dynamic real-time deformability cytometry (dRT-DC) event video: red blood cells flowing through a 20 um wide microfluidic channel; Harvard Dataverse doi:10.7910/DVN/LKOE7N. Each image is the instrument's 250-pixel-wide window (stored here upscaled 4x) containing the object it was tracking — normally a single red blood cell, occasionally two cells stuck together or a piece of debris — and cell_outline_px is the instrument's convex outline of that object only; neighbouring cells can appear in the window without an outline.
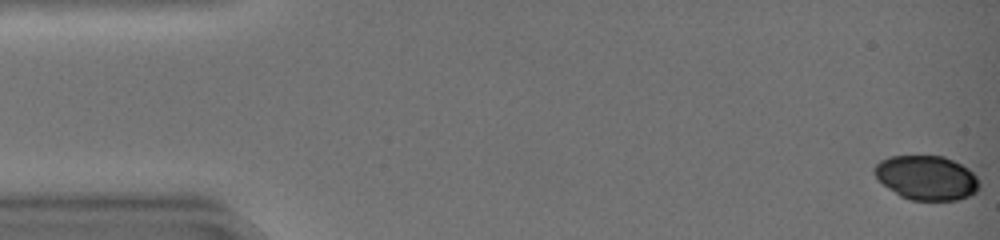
{"species": "common noctule bat (a hibernating species)", "species_latin": "Nyctalus noctula", "temperature_condition": "warm", "stored_images_in_passage": 46, "camera_frame_rate_fps": 3000, "um_per_image_px": 0.085, "animal": {"sex": "female", "body_mass_g": 19.0, "forearm_length_mm": 51.5}, "frame": {"image": 1, "passage_image": 1, "time_ms": 0.0, "image_size_px": [1000, 240], "cell_outline_px": [[984, 164], [980, 188], [972, 196], [956, 200], [912, 200], [900, 196], [876, 180], [872, 172], [872, 168], [880, 160], [888, 156], [944, 156]], "centroid_in_image_um": [79.0, 15.05], "position_along_channel_um": 6.0, "area_um2": 29.54}}
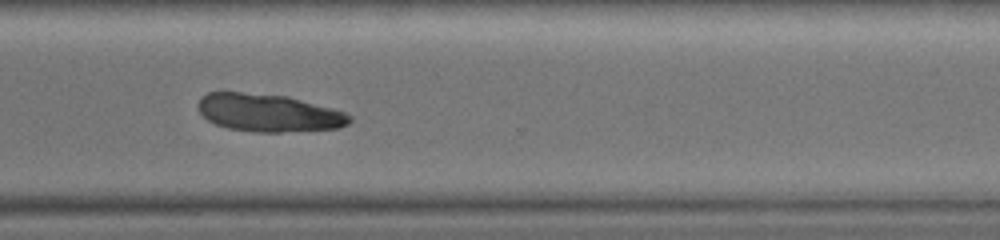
{"frame": {"image": 2, "passage_image": 35, "time_ms": 11.333, "image_size_px": [1000, 240], "cell_outline_px": [[352, 120], [348, 124], [340, 128], [280, 132], [256, 132], [228, 128], [216, 124], [208, 120], [196, 108], [196, 104], [200, 96], [208, 92], [240, 92], [288, 96], [332, 108], [344, 112], [352, 116]], "centroid_in_image_um": [22.81, 9.58], "position_along_channel_um": 347.8, "area_um2": 33.47}}
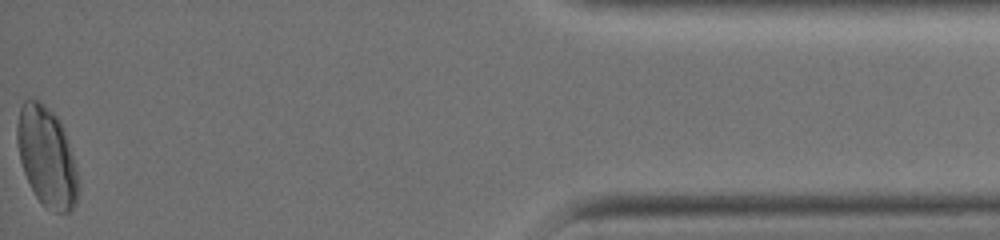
{"frame": {"image": 3, "passage_image": 46, "time_ms": 15.0, "image_size_px": [1000, 240], "cell_outline_px": [[80, 188], [76, 204], [68, 212], [56, 212], [44, 208], [36, 196], [24, 172], [20, 160], [16, 144], [16, 124], [20, 108], [24, 100], [40, 100], [60, 120], [64, 128], [76, 168]], "centroid_in_image_um": [3.97, 13.34], "position_along_channel_um": 431.2, "area_um2": 35.72}}